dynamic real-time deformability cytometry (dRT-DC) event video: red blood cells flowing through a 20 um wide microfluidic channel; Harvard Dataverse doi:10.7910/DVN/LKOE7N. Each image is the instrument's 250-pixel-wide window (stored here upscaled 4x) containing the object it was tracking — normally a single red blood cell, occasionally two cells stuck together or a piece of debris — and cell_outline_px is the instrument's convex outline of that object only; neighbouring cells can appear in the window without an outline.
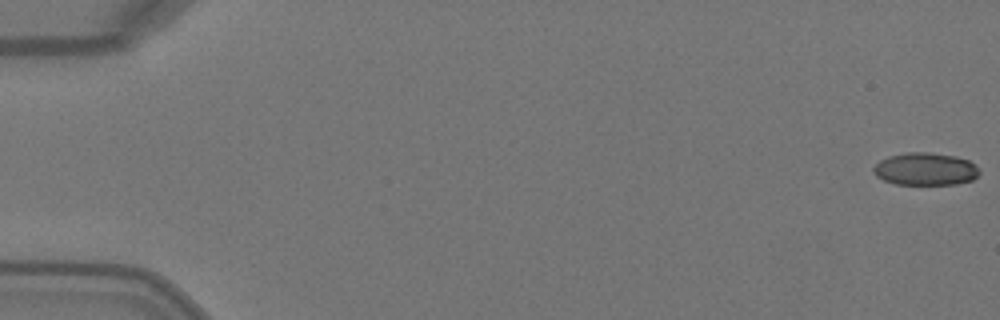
{"species": "Egyptian fruit bat (a non-hibernating species)", "species_latin": "Rousettus aegyptiacus", "temperature_condition": "warm", "stored_images_in_passage": 50, "camera_frame_rate_fps": 3000, "um_per_image_px": 0.085, "animal": {"sex": "female"}, "frame": {"image": 1, "passage_image": 1, "time_ms": 0.0, "image_size_px": [1000, 320], "cell_outline_px": [[980, 172], [972, 180], [956, 184], [896, 184], [884, 180], [876, 176], [872, 172], [872, 168], [880, 160], [888, 156], [908, 152], [928, 152], [956, 156], [968, 160], [980, 168]], "centroid_in_image_um": [78.65, 14.36], "position_along_channel_um": 6.4, "area_um2": 20.17}}
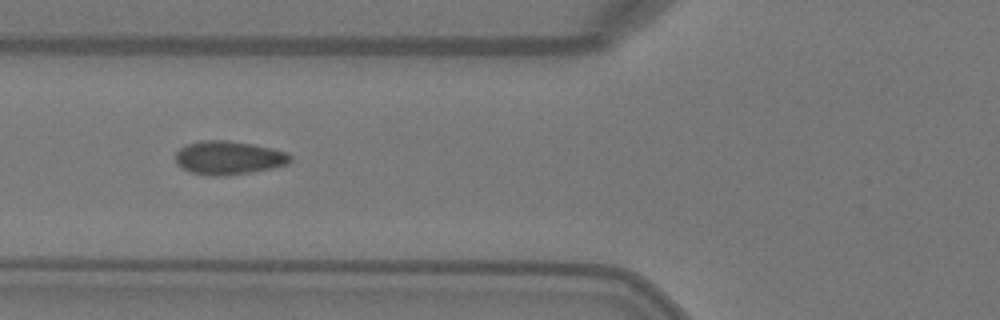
{"frame": {"image": 2, "passage_image": 20, "time_ms": 6.333, "image_size_px": [1000, 320], "cell_outline_px": [[292, 160], [288, 164], [272, 168], [252, 172], [220, 176], [212, 176], [192, 172], [176, 164], [176, 152], [180, 148], [188, 144], [200, 140], [228, 140], [252, 144], [272, 148], [288, 152], [292, 156]], "centroid_in_image_um": [19.47, 13.4], "position_along_channel_um": 106.3, "area_um2": 22.48}}
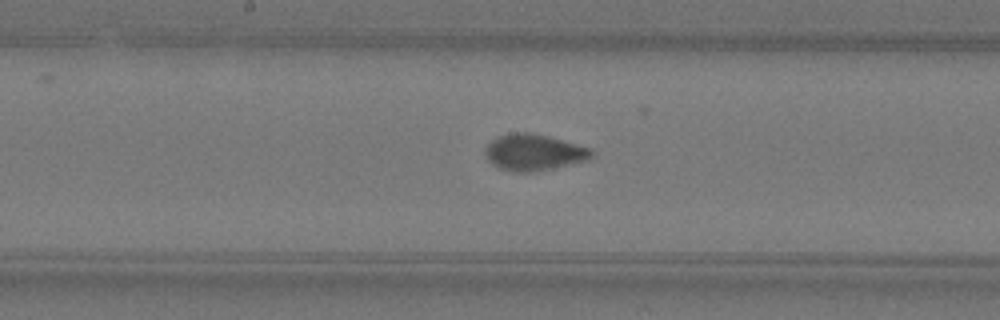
{"frame": {"image": 3, "passage_image": 27, "time_ms": 8.667, "image_size_px": [1000, 320], "cell_outline_px": [[592, 156], [588, 160], [536, 172], [512, 172], [500, 168], [492, 164], [488, 160], [484, 152], [488, 144], [496, 136], [508, 132], [528, 132], [548, 136], [592, 148]], "centroid_in_image_um": [45.35, 12.95], "position_along_channel_um": 202.8, "area_um2": 22.72}, "authors_computed_cell_mechanics": {"area_um2": 21.6461, "velocity_mm_per_s": 4.1183, "shape_relaxation_time_tau1_ms": 5.9065, "shape_relaxation_time_tau2_ms": null, "deformation_change_tau1": 0.1602, "deformation_change_tau2": null}}